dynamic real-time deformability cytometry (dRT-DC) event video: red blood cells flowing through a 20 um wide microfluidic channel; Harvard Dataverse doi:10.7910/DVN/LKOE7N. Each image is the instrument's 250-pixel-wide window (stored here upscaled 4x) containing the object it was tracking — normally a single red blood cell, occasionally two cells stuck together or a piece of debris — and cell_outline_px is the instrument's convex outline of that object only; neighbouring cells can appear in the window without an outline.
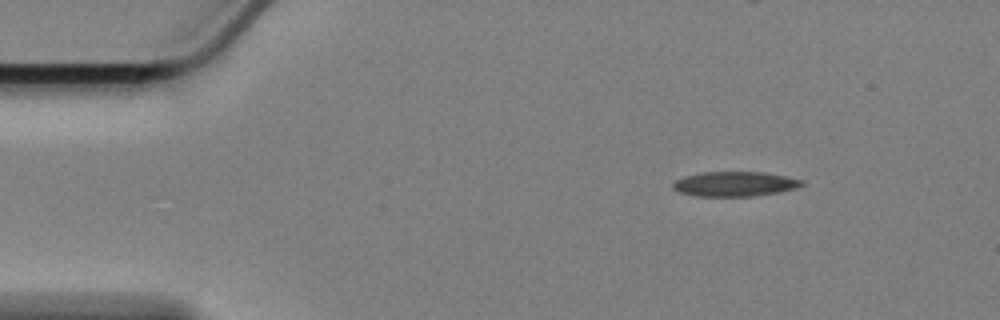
{"species": "Egyptian fruit bat (a non-hibernating species)", "species_latin": "Rousettus aegyptiacus", "temperature_condition": "cold", "stored_images_in_passage": 52, "camera_frame_rate_fps": 3000, "um_per_image_px": 0.085, "animal": {"sex": "female"}, "frame": {"image": 1, "passage_image": 1, "time_ms": 0.0, "image_size_px": [1000, 320], "cell_outline_px": [[804, 184], [796, 188], [780, 192], [752, 196], [696, 196], [680, 192], [672, 188], [672, 184], [676, 180], [684, 176], [704, 172], [760, 172], [784, 176], [804, 180]], "centroid_in_image_um": [62.45, 15.64], "position_along_channel_um": 22.5, "area_um2": 18.5}}
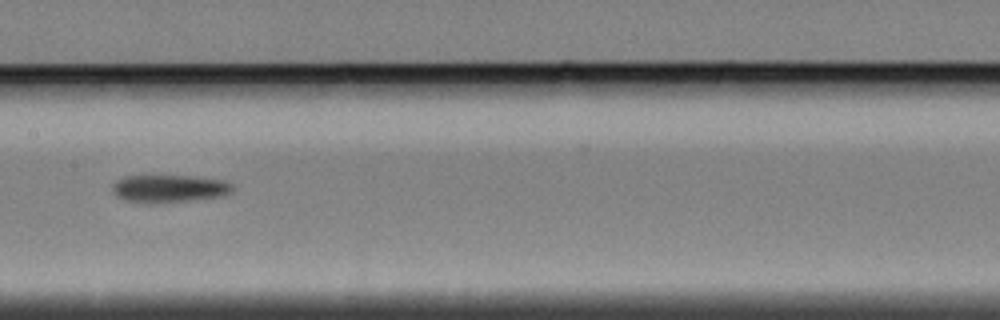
{"frame": {"image": 2, "passage_image": 22, "time_ms": 7.0, "image_size_px": [1000, 320], "cell_outline_px": [[232, 192], [224, 196], [156, 204], [148, 204], [124, 200], [116, 196], [112, 192], [112, 184], [116, 180], [124, 176], [192, 176], [224, 180], [232, 184]], "centroid_in_image_um": [14.34, 16.04], "position_along_channel_um": 193.1, "area_um2": 19.65}}
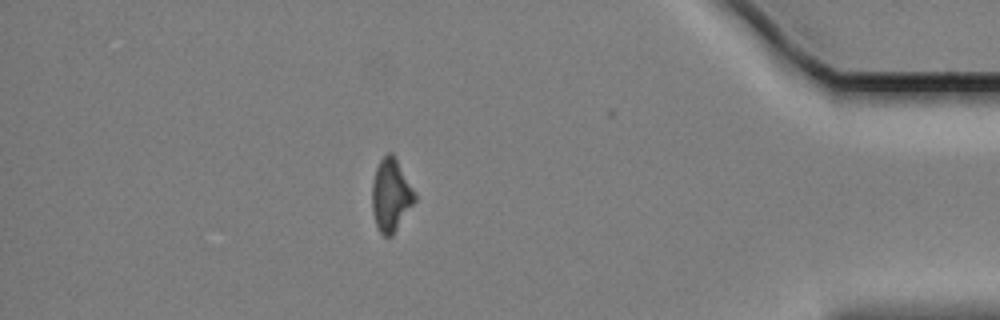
{"frame": {"image": 3, "passage_image": 44, "time_ms": 14.333, "image_size_px": [1000, 320], "cell_outline_px": [[416, 200], [392, 236], [384, 236], [380, 232], [376, 224], [372, 212], [372, 184], [376, 168], [380, 160], [388, 152], [392, 152], [416, 196]], "centroid_in_image_um": [33.2, 16.61], "position_along_channel_um": 402.0, "area_um2": 17.69}, "authors_computed_cell_mechanics": {"area_um2": 18.9295, "velocity_mm_per_s": 3.4058, "shape_relaxation_time_tau1_ms": 8.7547, "shape_relaxation_time_tau2_ms": null, "deformation_change_tau1": 0.1617, "deformation_change_tau2": null}}